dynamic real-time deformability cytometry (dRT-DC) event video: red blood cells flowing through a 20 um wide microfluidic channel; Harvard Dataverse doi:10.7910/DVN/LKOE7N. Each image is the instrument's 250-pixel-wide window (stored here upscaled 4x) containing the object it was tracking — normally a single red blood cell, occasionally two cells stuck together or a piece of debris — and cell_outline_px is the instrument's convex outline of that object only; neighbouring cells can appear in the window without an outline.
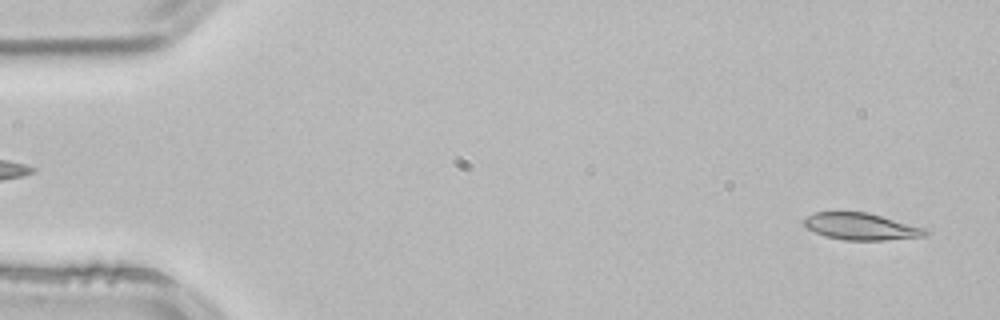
{"species": "common noctule bat (a hibernating species)", "species_latin": "Nyctalus noctula", "temperature_condition": "room temperature", "stored_images_in_passage": 2, "camera_frame_rate_fps": 3000, "um_per_image_px": 0.085, "animal": {"sex": "male", "body_mass_g": 21.5, "forearm_length_mm": 52.0}, "frame": {"image": 1, "passage_image": 2, "time_ms": 0.333, "image_size_px": [1000, 320], "cell_outline_px": [[932, 232], [928, 236], [884, 240], [844, 240], [824, 236], [808, 228], [800, 220], [804, 216], [816, 212], [868, 212], [928, 228]], "centroid_in_image_um": [73.24, 19.25], "position_along_channel_um": 11.8, "area_um2": 19.42}}